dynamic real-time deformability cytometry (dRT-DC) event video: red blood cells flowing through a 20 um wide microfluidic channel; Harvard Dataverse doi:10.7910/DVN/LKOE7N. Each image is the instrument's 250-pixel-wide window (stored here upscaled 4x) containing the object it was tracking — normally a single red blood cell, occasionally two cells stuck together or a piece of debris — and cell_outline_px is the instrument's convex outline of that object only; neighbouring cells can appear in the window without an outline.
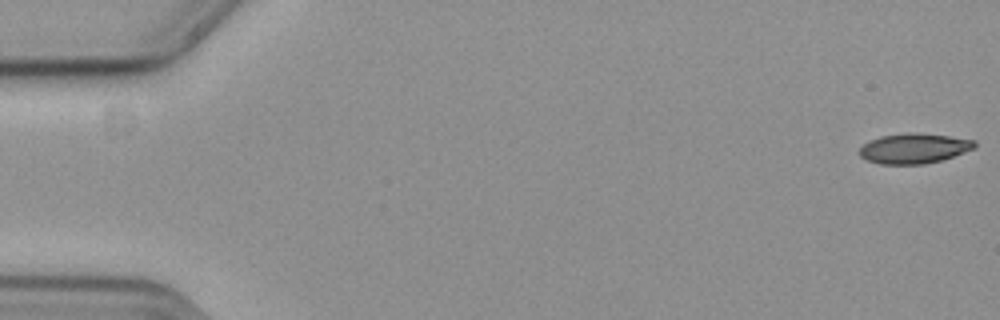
{"species": "common noctule bat (a hibernating species)", "species_latin": "Nyctalus noctula", "temperature_condition": "cold", "stored_images_in_passage": 54, "camera_frame_rate_fps": 3000, "um_per_image_px": 0.085, "animal": {"sex": "female", "body_mass_g": 19.3, "forearm_length_mm": 54.1}, "frame": {"image": 1, "passage_image": 1, "time_ms": 0.0, "image_size_px": [1000, 320], "cell_outline_px": [[976, 144], [972, 148], [952, 156], [940, 160], [924, 164], [880, 164], [868, 160], [860, 156], [860, 148], [868, 140], [880, 136], [908, 132], [916, 132], [948, 136], [976, 140]], "centroid_in_image_um": [77.64, 12.6], "position_along_channel_um": 7.4, "area_um2": 20.0}}
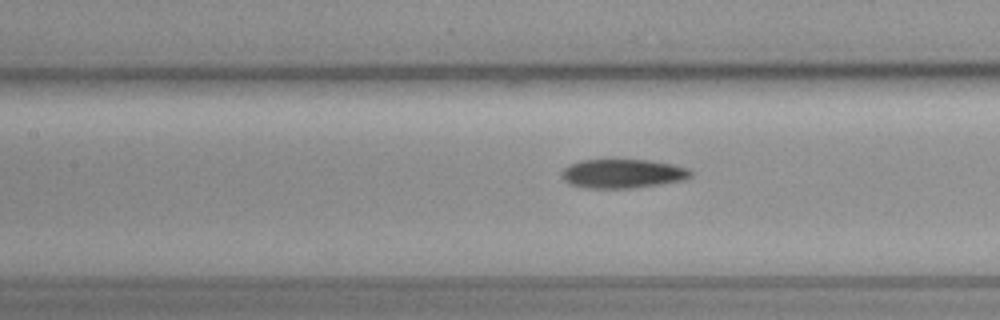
{"frame": {"image": 2, "passage_image": 26, "time_ms": 8.333, "image_size_px": [1000, 320], "cell_outline_px": [[692, 176], [680, 180], [632, 188], [584, 188], [568, 184], [564, 180], [560, 172], [568, 164], [580, 160], [648, 160], [672, 164], [688, 168], [692, 172]], "centroid_in_image_um": [52.85, 14.75], "position_along_channel_um": 154.5, "area_um2": 21.73}}
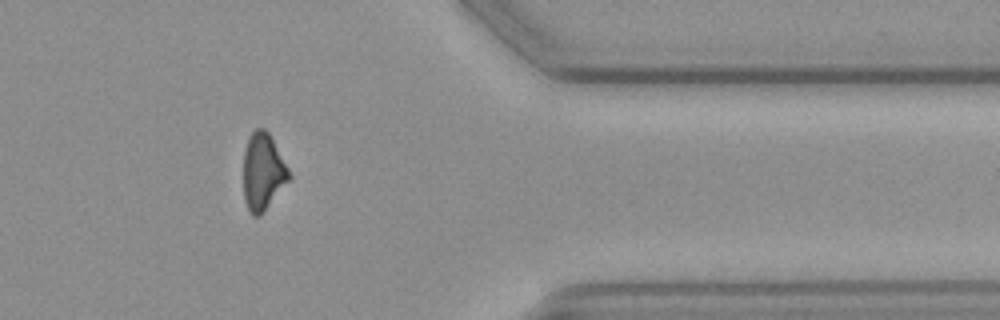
{"frame": {"image": 3, "passage_image": 47, "time_ms": 15.333, "image_size_px": [1000, 320], "cell_outline_px": [[292, 176], [260, 216], [252, 216], [248, 212], [244, 200], [244, 152], [248, 136], [256, 128], [264, 128], [268, 132], [288, 168]], "centroid_in_image_um": [22.33, 14.61], "position_along_channel_um": 389.1, "area_um2": 20.35}}